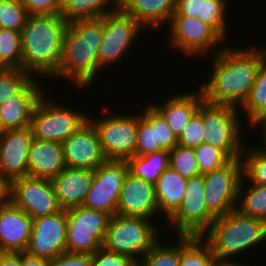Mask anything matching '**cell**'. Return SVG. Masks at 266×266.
I'll return each instance as SVG.
<instances>
[{
  "label": "cell",
  "instance_id": "cell-3",
  "mask_svg": "<svg viewBox=\"0 0 266 266\" xmlns=\"http://www.w3.org/2000/svg\"><path fill=\"white\" fill-rule=\"evenodd\" d=\"M68 23L61 14L28 16L21 30L22 69L24 71L29 72L33 77L39 78L40 75L48 79L58 73Z\"/></svg>",
  "mask_w": 266,
  "mask_h": 266
},
{
  "label": "cell",
  "instance_id": "cell-20",
  "mask_svg": "<svg viewBox=\"0 0 266 266\" xmlns=\"http://www.w3.org/2000/svg\"><path fill=\"white\" fill-rule=\"evenodd\" d=\"M33 219L12 203L0 209V252H26Z\"/></svg>",
  "mask_w": 266,
  "mask_h": 266
},
{
  "label": "cell",
  "instance_id": "cell-24",
  "mask_svg": "<svg viewBox=\"0 0 266 266\" xmlns=\"http://www.w3.org/2000/svg\"><path fill=\"white\" fill-rule=\"evenodd\" d=\"M228 0H176L172 16L197 17L228 42ZM227 37V38H226Z\"/></svg>",
  "mask_w": 266,
  "mask_h": 266
},
{
  "label": "cell",
  "instance_id": "cell-29",
  "mask_svg": "<svg viewBox=\"0 0 266 266\" xmlns=\"http://www.w3.org/2000/svg\"><path fill=\"white\" fill-rule=\"evenodd\" d=\"M179 266H220L201 236L180 235Z\"/></svg>",
  "mask_w": 266,
  "mask_h": 266
},
{
  "label": "cell",
  "instance_id": "cell-44",
  "mask_svg": "<svg viewBox=\"0 0 266 266\" xmlns=\"http://www.w3.org/2000/svg\"><path fill=\"white\" fill-rule=\"evenodd\" d=\"M29 15L60 14L62 0H21Z\"/></svg>",
  "mask_w": 266,
  "mask_h": 266
},
{
  "label": "cell",
  "instance_id": "cell-5",
  "mask_svg": "<svg viewBox=\"0 0 266 266\" xmlns=\"http://www.w3.org/2000/svg\"><path fill=\"white\" fill-rule=\"evenodd\" d=\"M160 231L151 219L115 214L109 220L101 247L139 262L163 237Z\"/></svg>",
  "mask_w": 266,
  "mask_h": 266
},
{
  "label": "cell",
  "instance_id": "cell-41",
  "mask_svg": "<svg viewBox=\"0 0 266 266\" xmlns=\"http://www.w3.org/2000/svg\"><path fill=\"white\" fill-rule=\"evenodd\" d=\"M159 150H164L160 144H156L155 127L138 111L137 144L135 155L142 156Z\"/></svg>",
  "mask_w": 266,
  "mask_h": 266
},
{
  "label": "cell",
  "instance_id": "cell-19",
  "mask_svg": "<svg viewBox=\"0 0 266 266\" xmlns=\"http://www.w3.org/2000/svg\"><path fill=\"white\" fill-rule=\"evenodd\" d=\"M31 127L9 129L0 137V175L11 180L28 176Z\"/></svg>",
  "mask_w": 266,
  "mask_h": 266
},
{
  "label": "cell",
  "instance_id": "cell-49",
  "mask_svg": "<svg viewBox=\"0 0 266 266\" xmlns=\"http://www.w3.org/2000/svg\"><path fill=\"white\" fill-rule=\"evenodd\" d=\"M258 126H259V128H261L262 127V131H263V133H261V134H263V137H264V139H263V146L261 147V148H264V149H266V113H264L261 117H259L252 125H251V127H250V129L252 128V127H254L253 129H255L256 130V128L258 129ZM261 126V127H260Z\"/></svg>",
  "mask_w": 266,
  "mask_h": 266
},
{
  "label": "cell",
  "instance_id": "cell-23",
  "mask_svg": "<svg viewBox=\"0 0 266 266\" xmlns=\"http://www.w3.org/2000/svg\"><path fill=\"white\" fill-rule=\"evenodd\" d=\"M64 168L62 143L32 139L28 153V176L51 180Z\"/></svg>",
  "mask_w": 266,
  "mask_h": 266
},
{
  "label": "cell",
  "instance_id": "cell-15",
  "mask_svg": "<svg viewBox=\"0 0 266 266\" xmlns=\"http://www.w3.org/2000/svg\"><path fill=\"white\" fill-rule=\"evenodd\" d=\"M11 203L24 210L32 219L62 210L51 181L31 176L12 180Z\"/></svg>",
  "mask_w": 266,
  "mask_h": 266
},
{
  "label": "cell",
  "instance_id": "cell-32",
  "mask_svg": "<svg viewBox=\"0 0 266 266\" xmlns=\"http://www.w3.org/2000/svg\"><path fill=\"white\" fill-rule=\"evenodd\" d=\"M240 108L243 113L245 111V121L250 124L248 127L266 113V60L261 64L256 81Z\"/></svg>",
  "mask_w": 266,
  "mask_h": 266
},
{
  "label": "cell",
  "instance_id": "cell-6",
  "mask_svg": "<svg viewBox=\"0 0 266 266\" xmlns=\"http://www.w3.org/2000/svg\"><path fill=\"white\" fill-rule=\"evenodd\" d=\"M241 114L238 108L233 106L209 104L203 101L204 142L221 149L230 159L242 158L245 145L242 137L244 122L240 117Z\"/></svg>",
  "mask_w": 266,
  "mask_h": 266
},
{
  "label": "cell",
  "instance_id": "cell-10",
  "mask_svg": "<svg viewBox=\"0 0 266 266\" xmlns=\"http://www.w3.org/2000/svg\"><path fill=\"white\" fill-rule=\"evenodd\" d=\"M169 26V44L183 56L215 55L227 42L208 24L197 17L172 16ZM214 50L211 54L210 52Z\"/></svg>",
  "mask_w": 266,
  "mask_h": 266
},
{
  "label": "cell",
  "instance_id": "cell-7",
  "mask_svg": "<svg viewBox=\"0 0 266 266\" xmlns=\"http://www.w3.org/2000/svg\"><path fill=\"white\" fill-rule=\"evenodd\" d=\"M47 95L46 92L41 95L32 112L33 138L62 143L88 121L89 114L65 106Z\"/></svg>",
  "mask_w": 266,
  "mask_h": 266
},
{
  "label": "cell",
  "instance_id": "cell-45",
  "mask_svg": "<svg viewBox=\"0 0 266 266\" xmlns=\"http://www.w3.org/2000/svg\"><path fill=\"white\" fill-rule=\"evenodd\" d=\"M50 266H91V254L65 252L51 259Z\"/></svg>",
  "mask_w": 266,
  "mask_h": 266
},
{
  "label": "cell",
  "instance_id": "cell-8",
  "mask_svg": "<svg viewBox=\"0 0 266 266\" xmlns=\"http://www.w3.org/2000/svg\"><path fill=\"white\" fill-rule=\"evenodd\" d=\"M103 23L104 31L98 50L100 72H103L106 67L110 70V67L112 68L119 61V63L123 62L121 58L128 56L126 55L128 49H132V44L145 30L120 7L103 15Z\"/></svg>",
  "mask_w": 266,
  "mask_h": 266
},
{
  "label": "cell",
  "instance_id": "cell-38",
  "mask_svg": "<svg viewBox=\"0 0 266 266\" xmlns=\"http://www.w3.org/2000/svg\"><path fill=\"white\" fill-rule=\"evenodd\" d=\"M33 78L23 69L0 68V104L18 94Z\"/></svg>",
  "mask_w": 266,
  "mask_h": 266
},
{
  "label": "cell",
  "instance_id": "cell-27",
  "mask_svg": "<svg viewBox=\"0 0 266 266\" xmlns=\"http://www.w3.org/2000/svg\"><path fill=\"white\" fill-rule=\"evenodd\" d=\"M186 184L187 179L170 166L160 175L155 184L160 216L164 214L168 219L178 209L185 196Z\"/></svg>",
  "mask_w": 266,
  "mask_h": 266
},
{
  "label": "cell",
  "instance_id": "cell-39",
  "mask_svg": "<svg viewBox=\"0 0 266 266\" xmlns=\"http://www.w3.org/2000/svg\"><path fill=\"white\" fill-rule=\"evenodd\" d=\"M28 16L21 0H0V29L21 31Z\"/></svg>",
  "mask_w": 266,
  "mask_h": 266
},
{
  "label": "cell",
  "instance_id": "cell-40",
  "mask_svg": "<svg viewBox=\"0 0 266 266\" xmlns=\"http://www.w3.org/2000/svg\"><path fill=\"white\" fill-rule=\"evenodd\" d=\"M194 151L201 175L219 169L231 160L221 149L206 142L195 147Z\"/></svg>",
  "mask_w": 266,
  "mask_h": 266
},
{
  "label": "cell",
  "instance_id": "cell-37",
  "mask_svg": "<svg viewBox=\"0 0 266 266\" xmlns=\"http://www.w3.org/2000/svg\"><path fill=\"white\" fill-rule=\"evenodd\" d=\"M169 166L186 179L200 175L194 148L176 145L169 151Z\"/></svg>",
  "mask_w": 266,
  "mask_h": 266
},
{
  "label": "cell",
  "instance_id": "cell-33",
  "mask_svg": "<svg viewBox=\"0 0 266 266\" xmlns=\"http://www.w3.org/2000/svg\"><path fill=\"white\" fill-rule=\"evenodd\" d=\"M0 68L22 69L21 31L0 29Z\"/></svg>",
  "mask_w": 266,
  "mask_h": 266
},
{
  "label": "cell",
  "instance_id": "cell-1",
  "mask_svg": "<svg viewBox=\"0 0 266 266\" xmlns=\"http://www.w3.org/2000/svg\"><path fill=\"white\" fill-rule=\"evenodd\" d=\"M266 47L237 48L226 45L211 57L213 68L208 81L200 85L204 101L209 104L240 108L256 81Z\"/></svg>",
  "mask_w": 266,
  "mask_h": 266
},
{
  "label": "cell",
  "instance_id": "cell-50",
  "mask_svg": "<svg viewBox=\"0 0 266 266\" xmlns=\"http://www.w3.org/2000/svg\"><path fill=\"white\" fill-rule=\"evenodd\" d=\"M5 131L6 129L4 128L1 118H0V137L4 134Z\"/></svg>",
  "mask_w": 266,
  "mask_h": 266
},
{
  "label": "cell",
  "instance_id": "cell-2",
  "mask_svg": "<svg viewBox=\"0 0 266 266\" xmlns=\"http://www.w3.org/2000/svg\"><path fill=\"white\" fill-rule=\"evenodd\" d=\"M103 31V16L69 22L63 39L60 68L53 80L72 81L74 86L85 91L91 88L94 79L100 75L98 50Z\"/></svg>",
  "mask_w": 266,
  "mask_h": 266
},
{
  "label": "cell",
  "instance_id": "cell-21",
  "mask_svg": "<svg viewBox=\"0 0 266 266\" xmlns=\"http://www.w3.org/2000/svg\"><path fill=\"white\" fill-rule=\"evenodd\" d=\"M33 78L18 94L0 104V118L6 130L30 127L33 109L45 91Z\"/></svg>",
  "mask_w": 266,
  "mask_h": 266
},
{
  "label": "cell",
  "instance_id": "cell-11",
  "mask_svg": "<svg viewBox=\"0 0 266 266\" xmlns=\"http://www.w3.org/2000/svg\"><path fill=\"white\" fill-rule=\"evenodd\" d=\"M66 252L95 253L102 246L111 216L83 205L66 209Z\"/></svg>",
  "mask_w": 266,
  "mask_h": 266
},
{
  "label": "cell",
  "instance_id": "cell-34",
  "mask_svg": "<svg viewBox=\"0 0 266 266\" xmlns=\"http://www.w3.org/2000/svg\"><path fill=\"white\" fill-rule=\"evenodd\" d=\"M241 159L243 175L251 183L266 185V149L256 145L247 148L245 145Z\"/></svg>",
  "mask_w": 266,
  "mask_h": 266
},
{
  "label": "cell",
  "instance_id": "cell-13",
  "mask_svg": "<svg viewBox=\"0 0 266 266\" xmlns=\"http://www.w3.org/2000/svg\"><path fill=\"white\" fill-rule=\"evenodd\" d=\"M204 192L203 175L187 179L185 196L178 209L167 219L176 236H201L215 220L207 209Z\"/></svg>",
  "mask_w": 266,
  "mask_h": 266
},
{
  "label": "cell",
  "instance_id": "cell-22",
  "mask_svg": "<svg viewBox=\"0 0 266 266\" xmlns=\"http://www.w3.org/2000/svg\"><path fill=\"white\" fill-rule=\"evenodd\" d=\"M94 179V170L65 167L52 183L58 204L62 209L83 205Z\"/></svg>",
  "mask_w": 266,
  "mask_h": 266
},
{
  "label": "cell",
  "instance_id": "cell-26",
  "mask_svg": "<svg viewBox=\"0 0 266 266\" xmlns=\"http://www.w3.org/2000/svg\"><path fill=\"white\" fill-rule=\"evenodd\" d=\"M176 0H119V7L130 14L144 29L170 23ZM166 23V24H165Z\"/></svg>",
  "mask_w": 266,
  "mask_h": 266
},
{
  "label": "cell",
  "instance_id": "cell-17",
  "mask_svg": "<svg viewBox=\"0 0 266 266\" xmlns=\"http://www.w3.org/2000/svg\"><path fill=\"white\" fill-rule=\"evenodd\" d=\"M62 146L65 167L95 170L107 160L97 130L89 120L65 139Z\"/></svg>",
  "mask_w": 266,
  "mask_h": 266
},
{
  "label": "cell",
  "instance_id": "cell-36",
  "mask_svg": "<svg viewBox=\"0 0 266 266\" xmlns=\"http://www.w3.org/2000/svg\"><path fill=\"white\" fill-rule=\"evenodd\" d=\"M144 109H142L141 115L155 127L156 144L164 150H172L178 145V137L170 129L164 118L149 104L147 103Z\"/></svg>",
  "mask_w": 266,
  "mask_h": 266
},
{
  "label": "cell",
  "instance_id": "cell-46",
  "mask_svg": "<svg viewBox=\"0 0 266 266\" xmlns=\"http://www.w3.org/2000/svg\"><path fill=\"white\" fill-rule=\"evenodd\" d=\"M12 180L0 175V209L11 204Z\"/></svg>",
  "mask_w": 266,
  "mask_h": 266
},
{
  "label": "cell",
  "instance_id": "cell-14",
  "mask_svg": "<svg viewBox=\"0 0 266 266\" xmlns=\"http://www.w3.org/2000/svg\"><path fill=\"white\" fill-rule=\"evenodd\" d=\"M128 171L126 160H106L94 170V179L83 206L103 211L111 217L115 215L120 191Z\"/></svg>",
  "mask_w": 266,
  "mask_h": 266
},
{
  "label": "cell",
  "instance_id": "cell-42",
  "mask_svg": "<svg viewBox=\"0 0 266 266\" xmlns=\"http://www.w3.org/2000/svg\"><path fill=\"white\" fill-rule=\"evenodd\" d=\"M204 126L202 123V103L197 112L192 116L188 125L178 137V145L195 148L204 143Z\"/></svg>",
  "mask_w": 266,
  "mask_h": 266
},
{
  "label": "cell",
  "instance_id": "cell-48",
  "mask_svg": "<svg viewBox=\"0 0 266 266\" xmlns=\"http://www.w3.org/2000/svg\"><path fill=\"white\" fill-rule=\"evenodd\" d=\"M0 266H21V253L0 252Z\"/></svg>",
  "mask_w": 266,
  "mask_h": 266
},
{
  "label": "cell",
  "instance_id": "cell-28",
  "mask_svg": "<svg viewBox=\"0 0 266 266\" xmlns=\"http://www.w3.org/2000/svg\"><path fill=\"white\" fill-rule=\"evenodd\" d=\"M129 172L155 185L160 175L169 167V151L159 150L146 155H134L126 160Z\"/></svg>",
  "mask_w": 266,
  "mask_h": 266
},
{
  "label": "cell",
  "instance_id": "cell-35",
  "mask_svg": "<svg viewBox=\"0 0 266 266\" xmlns=\"http://www.w3.org/2000/svg\"><path fill=\"white\" fill-rule=\"evenodd\" d=\"M177 239L175 245H167L162 243L160 238L138 262V266H179L180 235H177Z\"/></svg>",
  "mask_w": 266,
  "mask_h": 266
},
{
  "label": "cell",
  "instance_id": "cell-31",
  "mask_svg": "<svg viewBox=\"0 0 266 266\" xmlns=\"http://www.w3.org/2000/svg\"><path fill=\"white\" fill-rule=\"evenodd\" d=\"M246 181L247 184L250 183L248 186ZM236 209L243 215L266 221V185L251 183L243 175L239 186Z\"/></svg>",
  "mask_w": 266,
  "mask_h": 266
},
{
  "label": "cell",
  "instance_id": "cell-18",
  "mask_svg": "<svg viewBox=\"0 0 266 266\" xmlns=\"http://www.w3.org/2000/svg\"><path fill=\"white\" fill-rule=\"evenodd\" d=\"M116 214L148 218L152 221L156 215L159 218L160 212L156 200L155 185L128 171L120 191Z\"/></svg>",
  "mask_w": 266,
  "mask_h": 266
},
{
  "label": "cell",
  "instance_id": "cell-25",
  "mask_svg": "<svg viewBox=\"0 0 266 266\" xmlns=\"http://www.w3.org/2000/svg\"><path fill=\"white\" fill-rule=\"evenodd\" d=\"M195 92H184L165 99L163 104L149 103L167 122L173 133L179 137L188 125L198 107L204 101L201 89Z\"/></svg>",
  "mask_w": 266,
  "mask_h": 266
},
{
  "label": "cell",
  "instance_id": "cell-9",
  "mask_svg": "<svg viewBox=\"0 0 266 266\" xmlns=\"http://www.w3.org/2000/svg\"><path fill=\"white\" fill-rule=\"evenodd\" d=\"M108 113L88 120L97 130L101 149L107 160H127L135 155L137 144V114Z\"/></svg>",
  "mask_w": 266,
  "mask_h": 266
},
{
  "label": "cell",
  "instance_id": "cell-12",
  "mask_svg": "<svg viewBox=\"0 0 266 266\" xmlns=\"http://www.w3.org/2000/svg\"><path fill=\"white\" fill-rule=\"evenodd\" d=\"M203 176L204 199L208 211L218 218L236 210L239 186L243 178L242 159H231L223 167Z\"/></svg>",
  "mask_w": 266,
  "mask_h": 266
},
{
  "label": "cell",
  "instance_id": "cell-30",
  "mask_svg": "<svg viewBox=\"0 0 266 266\" xmlns=\"http://www.w3.org/2000/svg\"><path fill=\"white\" fill-rule=\"evenodd\" d=\"M118 7L119 0H62L60 14L71 22L77 19L101 17Z\"/></svg>",
  "mask_w": 266,
  "mask_h": 266
},
{
  "label": "cell",
  "instance_id": "cell-47",
  "mask_svg": "<svg viewBox=\"0 0 266 266\" xmlns=\"http://www.w3.org/2000/svg\"><path fill=\"white\" fill-rule=\"evenodd\" d=\"M21 266H50V260L21 253Z\"/></svg>",
  "mask_w": 266,
  "mask_h": 266
},
{
  "label": "cell",
  "instance_id": "cell-16",
  "mask_svg": "<svg viewBox=\"0 0 266 266\" xmlns=\"http://www.w3.org/2000/svg\"><path fill=\"white\" fill-rule=\"evenodd\" d=\"M66 210L33 219L32 233L26 253L35 257L54 259L66 252Z\"/></svg>",
  "mask_w": 266,
  "mask_h": 266
},
{
  "label": "cell",
  "instance_id": "cell-43",
  "mask_svg": "<svg viewBox=\"0 0 266 266\" xmlns=\"http://www.w3.org/2000/svg\"><path fill=\"white\" fill-rule=\"evenodd\" d=\"M91 266H138L133 258L99 248L91 254Z\"/></svg>",
  "mask_w": 266,
  "mask_h": 266
},
{
  "label": "cell",
  "instance_id": "cell-4",
  "mask_svg": "<svg viewBox=\"0 0 266 266\" xmlns=\"http://www.w3.org/2000/svg\"><path fill=\"white\" fill-rule=\"evenodd\" d=\"M201 237L211 247L220 266H247L232 257L266 241V221L243 215L236 209L215 218Z\"/></svg>",
  "mask_w": 266,
  "mask_h": 266
}]
</instances>
